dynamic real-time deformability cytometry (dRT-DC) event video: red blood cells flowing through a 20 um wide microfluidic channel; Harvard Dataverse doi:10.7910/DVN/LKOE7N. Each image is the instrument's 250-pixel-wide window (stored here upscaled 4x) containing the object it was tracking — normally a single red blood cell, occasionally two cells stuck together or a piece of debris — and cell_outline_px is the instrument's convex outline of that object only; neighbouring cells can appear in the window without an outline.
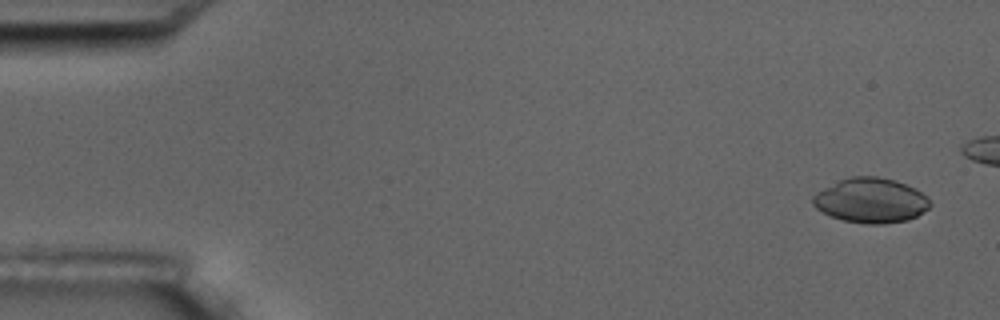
{"species": "common noctule bat (a hibernating species)", "species_latin": "Nyctalus noctula", "temperature_condition": "room temperature", "stored_images_in_passage": 4, "camera_frame_rate_fps": 3000, "um_per_image_px": 0.085, "animal": {"sex": "male", "body_mass_g": 17.5, "forearm_length_mm": 52.3}, "frame": {"image": 1, "passage_image": 1, "time_ms": 0.0, "image_size_px": [1000, 320], "cell_outline_px": [[932, 204], [928, 208], [916, 216], [908, 220], [884, 224], [864, 224], [844, 220], [832, 216], [816, 208], [812, 204], [812, 196], [816, 192], [840, 180], [852, 176], [876, 176], [896, 180], [916, 188]], "centroid_in_image_um": [74.01, 17.04], "position_along_channel_um": 11.0, "area_um2": 30.46}}
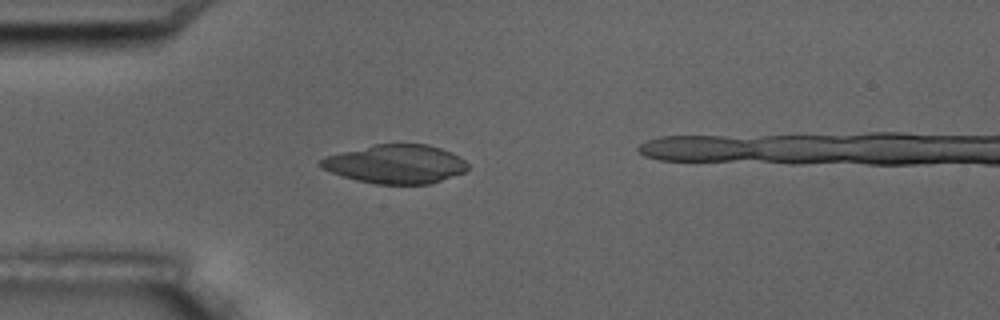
{"frame": {"image": 2, "passage_image": 4, "time_ms": 4.333, "image_size_px": [1000, 320], "cell_outline_px": [[468, 168], [464, 172], [432, 184], [376, 184], [356, 180], [320, 168], [316, 164], [316, 160], [324, 156], [372, 144], [428, 144], [452, 152], [460, 156], [468, 164]], "centroid_in_image_um": [33.59, 13.94], "position_along_channel_um": 51.4, "area_um2": 33.64}}